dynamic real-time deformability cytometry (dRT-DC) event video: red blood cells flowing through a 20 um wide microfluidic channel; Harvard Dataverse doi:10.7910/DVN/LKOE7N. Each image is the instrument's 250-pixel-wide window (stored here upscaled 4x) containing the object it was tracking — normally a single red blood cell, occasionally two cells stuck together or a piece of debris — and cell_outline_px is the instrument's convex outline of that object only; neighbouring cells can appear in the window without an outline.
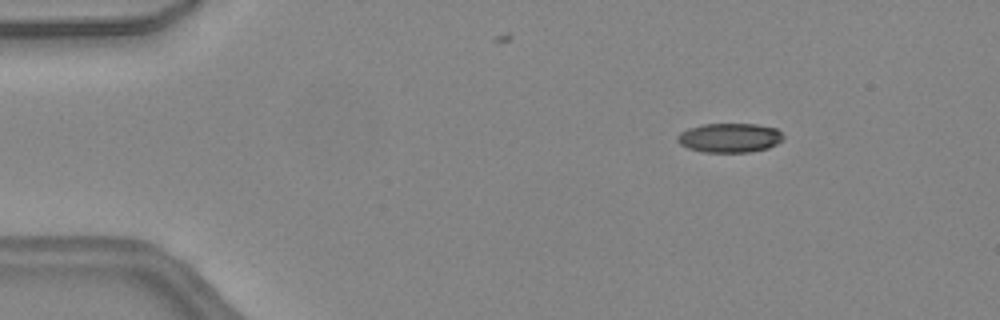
{"species": "common noctule bat (a hibernating species)", "species_latin": "Nyctalus noctula", "temperature_condition": "warm", "stored_images_in_passage": 40, "camera_frame_rate_fps": 3000, "um_per_image_px": 0.085, "animal": {"sex": "female", "body_mass_g": 24.6, "forearm_length_mm": 56.2}, "frame": {"image": 1, "passage_image": 1, "time_ms": 0.0, "image_size_px": [1000, 320], "cell_outline_px": [[784, 140], [768, 148], [748, 152], [704, 152], [688, 148], [680, 144], [676, 140], [676, 136], [680, 132], [688, 128], [704, 124], [756, 124], [776, 128], [784, 136]], "centroid_in_image_um": [62.01, 11.71], "position_along_channel_um": 23.0, "area_um2": 18.15}}
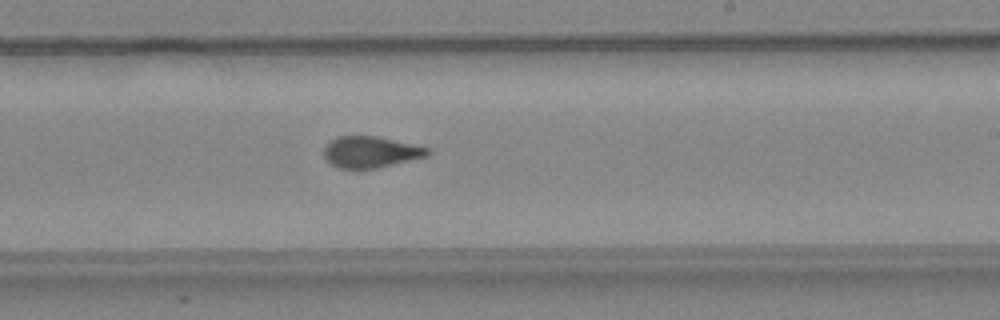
{"frame": {"image": 2, "passage_image": 22, "time_ms": 7.0, "image_size_px": [1000, 320], "cell_outline_px": [[432, 152], [428, 156], [376, 168], [340, 168], [332, 164], [324, 156], [324, 144], [336, 136], [376, 136], [412, 144], [428, 148]], "centroid_in_image_um": [31.49, 12.91], "position_along_channel_um": 257.5, "area_um2": 18.79}}
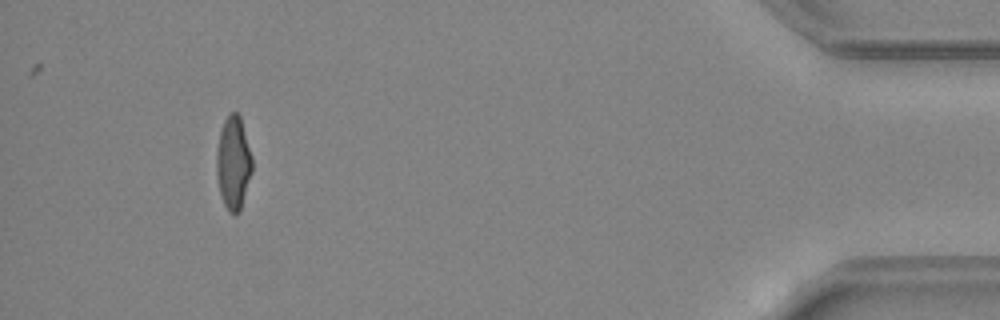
{"frame": {"image": 3, "passage_image": 37, "time_ms": 12.0, "image_size_px": [1000, 320], "cell_outline_px": [[252, 172], [240, 212], [228, 212], [224, 204], [220, 192], [216, 172], [216, 152], [220, 132], [224, 120], [228, 112], [236, 112], [240, 116], [252, 156]], "centroid_in_image_um": [19.83, 13.82], "position_along_channel_um": 415.4, "area_um2": 19.36}, "authors_computed_cell_mechanics": {"area_um2": 19.5075, "velocity_mm_per_s": 4.5424, "shape_relaxation_time_tau1_ms": null, "shape_relaxation_time_tau2_ms": 1.3726, "deformation_change_tau1": null, "deformation_change_tau2": 0.0854}}